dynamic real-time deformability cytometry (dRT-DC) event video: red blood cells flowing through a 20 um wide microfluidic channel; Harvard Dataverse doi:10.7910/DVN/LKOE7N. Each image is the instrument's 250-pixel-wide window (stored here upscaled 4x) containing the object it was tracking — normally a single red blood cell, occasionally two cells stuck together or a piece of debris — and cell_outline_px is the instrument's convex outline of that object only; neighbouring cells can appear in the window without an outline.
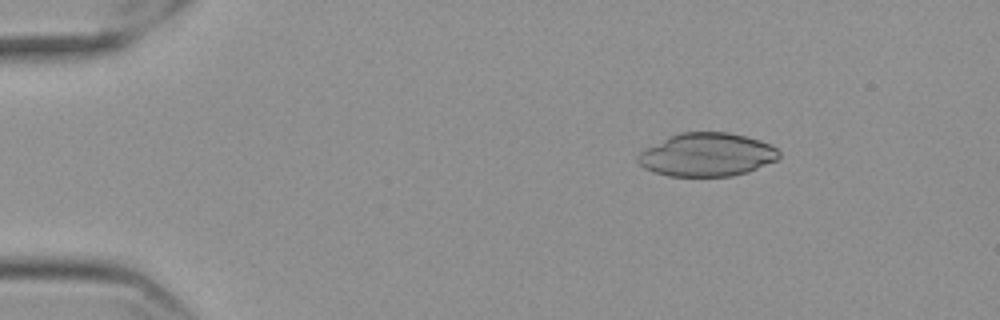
{"species": "Egyptian fruit bat (a non-hibernating species)", "species_latin": "Rousettus aegyptiacus", "temperature_condition": "cold", "stored_images_in_passage": 57, "camera_frame_rate_fps": 3000, "um_per_image_px": 0.085, "frame": {"image": 1, "passage_image": 9, "time_ms": 2.667, "image_size_px": [1000, 320], "cell_outline_px": [[780, 156], [776, 160], [748, 172], [732, 176], [668, 176], [652, 172], [644, 168], [636, 160], [636, 156], [644, 148], [680, 132], [728, 132], [760, 140], [776, 148], [780, 152]], "centroid_in_image_um": [60.06, 13.16], "position_along_channel_um": 24.9, "area_um2": 35.66}}